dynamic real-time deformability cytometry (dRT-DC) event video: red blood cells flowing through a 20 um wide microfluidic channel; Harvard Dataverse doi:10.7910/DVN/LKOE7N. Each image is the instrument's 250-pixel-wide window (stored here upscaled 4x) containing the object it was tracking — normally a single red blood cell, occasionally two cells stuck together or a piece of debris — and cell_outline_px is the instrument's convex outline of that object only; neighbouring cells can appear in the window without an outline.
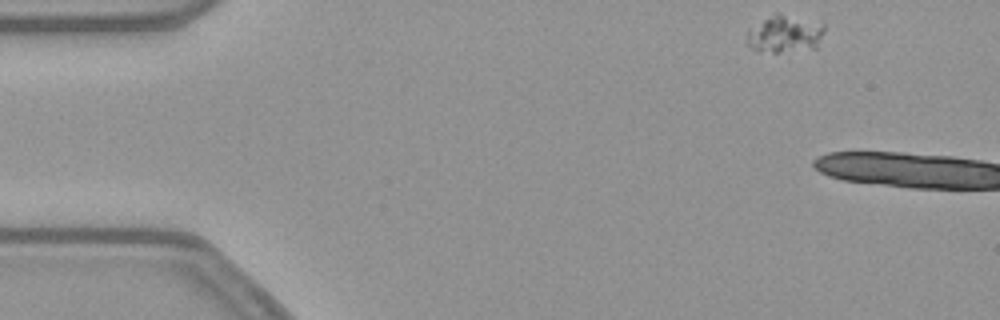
{"species": "common noctule bat (a hibernating species)", "species_latin": "Nyctalus noctula", "temperature_condition": "warm", "stored_images_in_passage": 4, "camera_frame_rate_fps": 3000, "um_per_image_px": 0.085, "animal": {"sex": "female", "body_mass_g": 21.9}, "frame": {"image": 1, "passage_image": 1, "time_ms": 0.0, "image_size_px": [1000, 320], "cell_outline_px": [[824, 32], [816, 48], [780, 52], [756, 52], [748, 44], [748, 32], [764, 20], [776, 12], [780, 12], [824, 24]], "centroid_in_image_um": [66.74, 2.89], "position_along_channel_um": 18.3, "area_um2": 16.65}}